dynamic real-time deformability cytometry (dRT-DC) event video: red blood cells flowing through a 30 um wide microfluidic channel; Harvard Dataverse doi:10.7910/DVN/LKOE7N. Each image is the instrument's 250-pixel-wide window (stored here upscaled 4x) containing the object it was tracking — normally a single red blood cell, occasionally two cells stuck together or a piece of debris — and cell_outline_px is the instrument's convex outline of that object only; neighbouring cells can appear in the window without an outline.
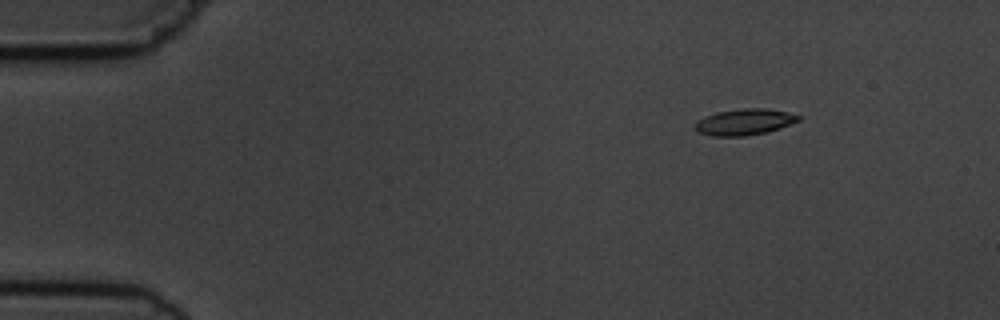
{"species": "common noctule bat (a hibernating species)", "species_latin": "Nyctalus noctula", "temperature_condition": "cold", "stored_images_in_passage": 10, "camera_frame_rate_fps": 3000, "um_per_image_px": 0.085, "animal": {"sex": "male", "body_mass_g": 19.5, "forearm_length_mm": 54.6}, "frame": {"image": 1, "passage_image": 2, "time_ms": 1.333, "image_size_px": [1000, 320], "cell_outline_px": [[800, 120], [780, 128], [764, 132], [744, 136], [712, 136], [700, 132], [692, 128], [696, 120], [704, 116], [716, 112], [744, 108], [768, 108], [788, 112], [800, 116]], "centroid_in_image_um": [63.24, 10.36], "position_along_channel_um": 21.8, "area_um2": 15.84}}
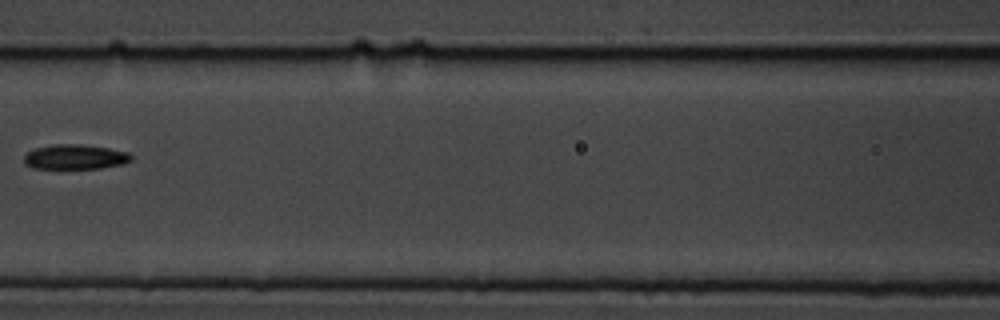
{"frame": {"image": 2, "passage_image": 7, "time_ms": 7.333, "image_size_px": [1000, 320], "cell_outline_px": [[132, 160], [120, 164], [100, 168], [32, 168], [24, 164], [24, 156], [28, 152], [36, 148], [56, 144], [84, 144], [108, 148], [128, 152], [132, 156]], "centroid_in_image_um": [6.37, 13.33], "position_along_channel_um": 160.2, "area_um2": 15.37}}
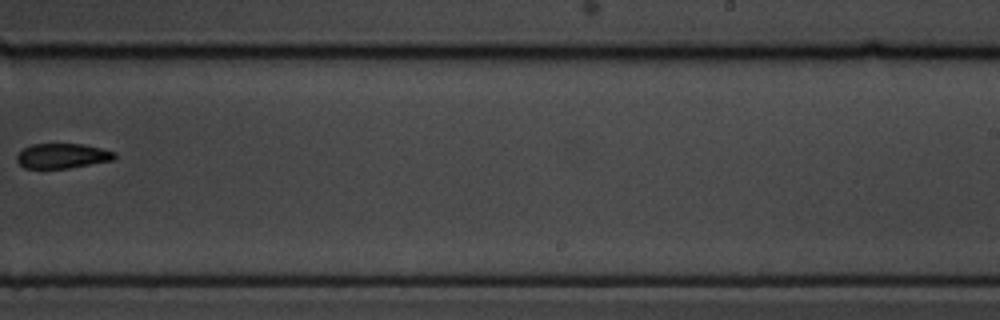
{"frame": {"image": 3, "passage_image": 10, "time_ms": 10.667, "image_size_px": [1000, 320], "cell_outline_px": [[116, 156], [112, 160], [68, 168], [24, 168], [16, 160], [16, 156], [24, 148], [32, 144], [84, 144], [116, 152]], "centroid_in_image_um": [5.29, 13.24], "position_along_channel_um": 283.7, "area_um2": 14.05}}